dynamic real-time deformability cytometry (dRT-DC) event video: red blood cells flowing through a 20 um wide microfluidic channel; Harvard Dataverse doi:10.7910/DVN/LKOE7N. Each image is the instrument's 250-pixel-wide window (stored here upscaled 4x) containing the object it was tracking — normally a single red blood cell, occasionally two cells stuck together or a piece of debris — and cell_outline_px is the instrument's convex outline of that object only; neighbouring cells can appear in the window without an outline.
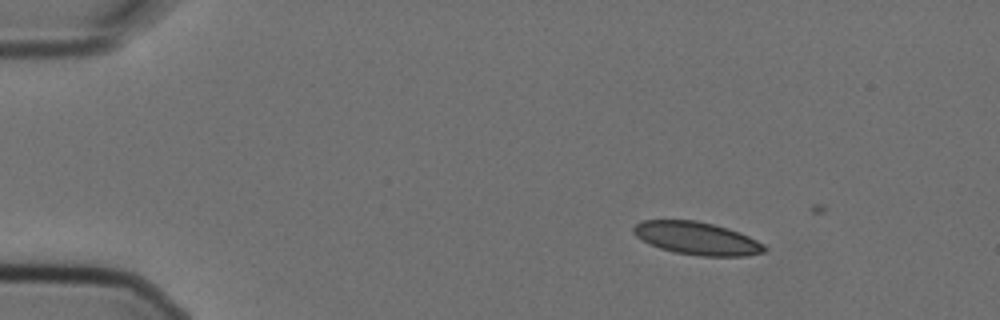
{"species": "Egyptian fruit bat (a non-hibernating species)", "species_latin": "Rousettus aegyptiacus", "temperature_condition": "cold", "stored_images_in_passage": 2, "camera_frame_rate_fps": 3000, "um_per_image_px": 0.085, "animal": {"sex": "female"}, "frame": {"image": 1, "passage_image": 2, "time_ms": 0.333, "image_size_px": [1000, 320], "cell_outline_px": [[768, 248], [764, 252], [748, 256], [700, 256], [676, 252], [660, 248], [636, 236], [632, 232], [632, 228], [636, 224], [644, 220], [696, 220], [728, 228], [740, 232], [764, 244]], "centroid_in_image_um": [59.27, 20.26], "position_along_channel_um": 25.7, "area_um2": 24.91}}